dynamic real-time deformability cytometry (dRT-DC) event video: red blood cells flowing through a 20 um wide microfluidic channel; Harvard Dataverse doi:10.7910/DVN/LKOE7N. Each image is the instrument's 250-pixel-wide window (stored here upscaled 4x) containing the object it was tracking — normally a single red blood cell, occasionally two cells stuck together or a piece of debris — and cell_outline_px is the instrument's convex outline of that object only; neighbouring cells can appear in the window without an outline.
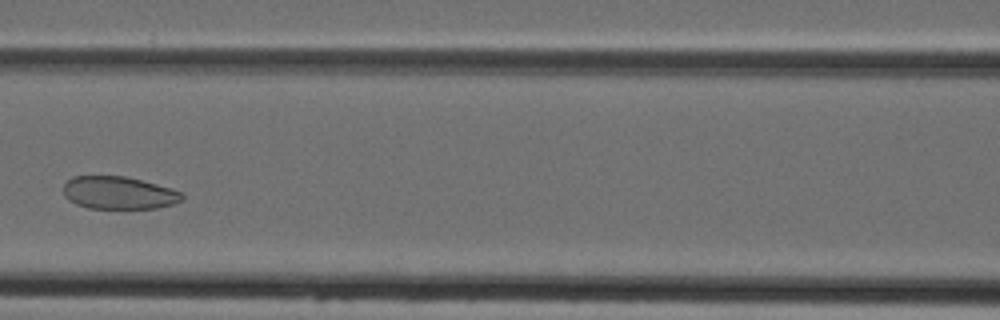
{"species": "Egyptian fruit bat (a non-hibernating species)", "species_latin": "Rousettus aegyptiacus", "temperature_condition": "cold", "stored_images_in_passage": 6, "camera_frame_rate_fps": 3000, "um_per_image_px": 0.085, "animal": {"sex": "female"}, "frame": {"image": 1, "passage_image": 5, "time_ms": 4.667, "image_size_px": [1000, 320], "cell_outline_px": [[184, 200], [172, 204], [156, 208], [88, 208], [76, 204], [68, 200], [64, 196], [64, 184], [72, 176], [124, 176], [172, 188], [184, 192]], "centroid_in_image_um": [10.11, 16.39], "position_along_channel_um": 156.5, "area_um2": 22.66}}
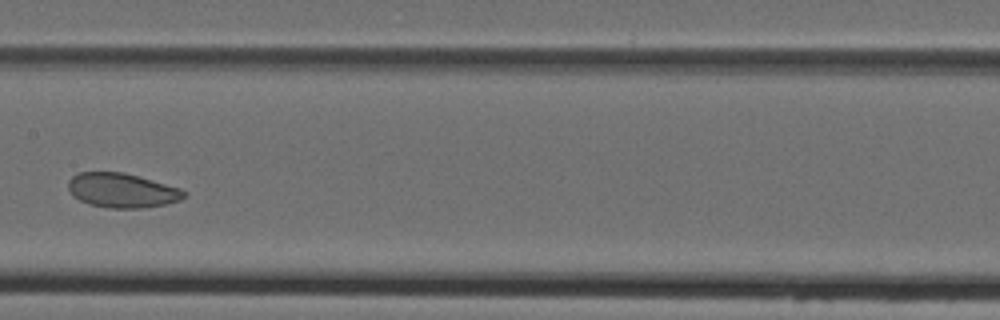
{"frame": {"image": 2, "passage_image": 6, "time_ms": 5.667, "image_size_px": [1000, 320], "cell_outline_px": [[188, 192], [180, 200], [164, 204], [140, 208], [108, 208], [88, 204], [72, 196], [68, 188], [68, 180], [72, 176], [80, 172], [124, 172], [180, 188]], "centroid_in_image_um": [10.34, 16.18], "position_along_channel_um": 197.1, "area_um2": 23.24}}